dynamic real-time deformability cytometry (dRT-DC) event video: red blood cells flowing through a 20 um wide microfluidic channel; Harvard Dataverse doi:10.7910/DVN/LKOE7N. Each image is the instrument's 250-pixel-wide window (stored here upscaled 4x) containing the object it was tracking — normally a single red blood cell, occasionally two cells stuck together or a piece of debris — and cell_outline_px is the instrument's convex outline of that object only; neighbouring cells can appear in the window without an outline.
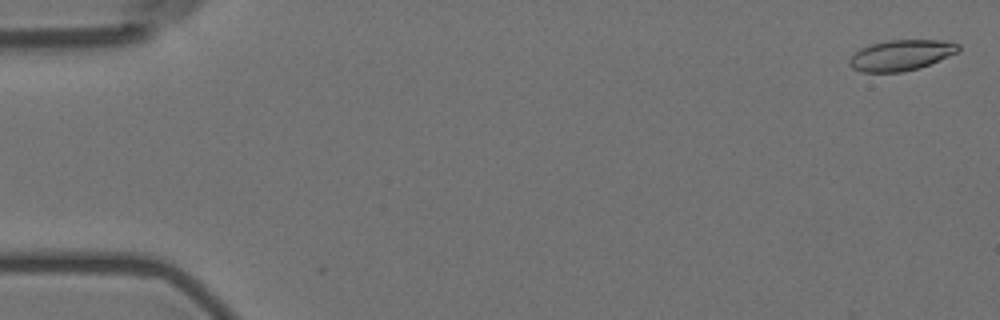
{"species": "Egyptian fruit bat (a non-hibernating species)", "species_latin": "Rousettus aegyptiacus", "temperature_condition": "room temperature", "stored_images_in_passage": 9, "camera_frame_rate_fps": 3000, "um_per_image_px": 0.085, "animal": {"sex": "female"}, "frame": {"image": 1, "passage_image": 1, "time_ms": 0.0, "image_size_px": [1000, 320], "cell_outline_px": [[960, 52], [920, 68], [900, 72], [860, 72], [852, 68], [848, 64], [848, 60], [860, 48], [868, 44], [888, 40], [952, 40], [960, 44]], "centroid_in_image_um": [76.63, 4.68], "position_along_channel_um": 8.4, "area_um2": 19.88}}
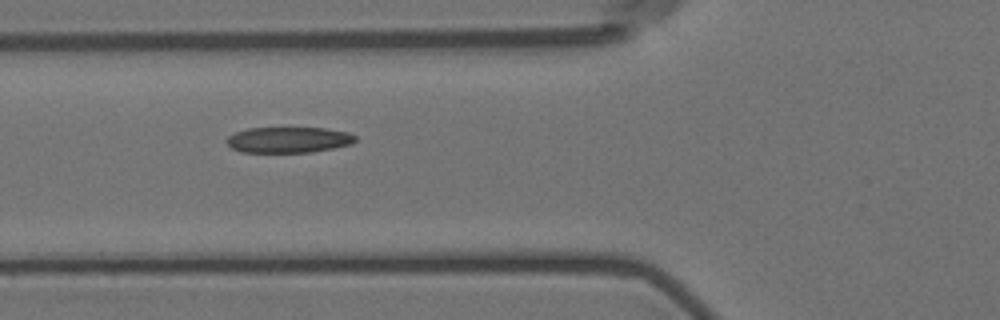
{"frame": {"image": 2, "passage_image": 6, "time_ms": 6.667, "image_size_px": [1000, 320], "cell_outline_px": [[356, 140], [352, 144], [312, 152], [240, 152], [232, 148], [224, 140], [228, 136], [236, 132], [248, 128], [324, 128], [348, 132], [356, 136]], "centroid_in_image_um": [24.51, 11.88], "position_along_channel_um": 101.3, "area_um2": 19.36}}
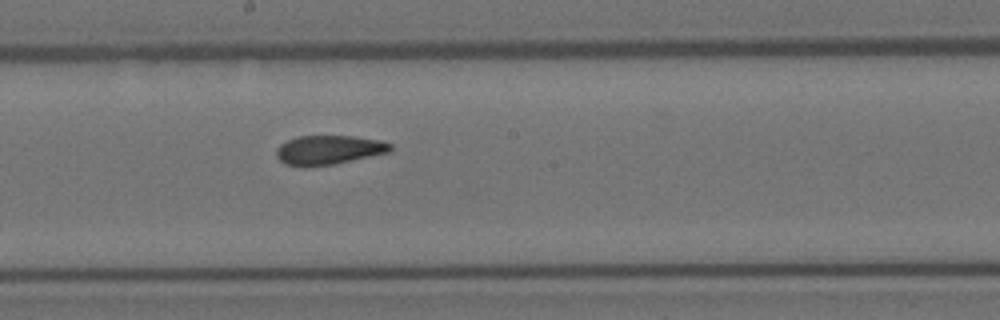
{"frame": {"image": 3, "passage_image": 9, "time_ms": 10.0, "image_size_px": [1000, 320], "cell_outline_px": [[392, 148], [388, 152], [332, 164], [304, 168], [284, 164], [276, 156], [276, 148], [280, 144], [296, 136], [352, 136], [380, 140], [392, 144]], "centroid_in_image_um": [27.87, 12.75], "position_along_channel_um": 220.3, "area_um2": 19.42}}